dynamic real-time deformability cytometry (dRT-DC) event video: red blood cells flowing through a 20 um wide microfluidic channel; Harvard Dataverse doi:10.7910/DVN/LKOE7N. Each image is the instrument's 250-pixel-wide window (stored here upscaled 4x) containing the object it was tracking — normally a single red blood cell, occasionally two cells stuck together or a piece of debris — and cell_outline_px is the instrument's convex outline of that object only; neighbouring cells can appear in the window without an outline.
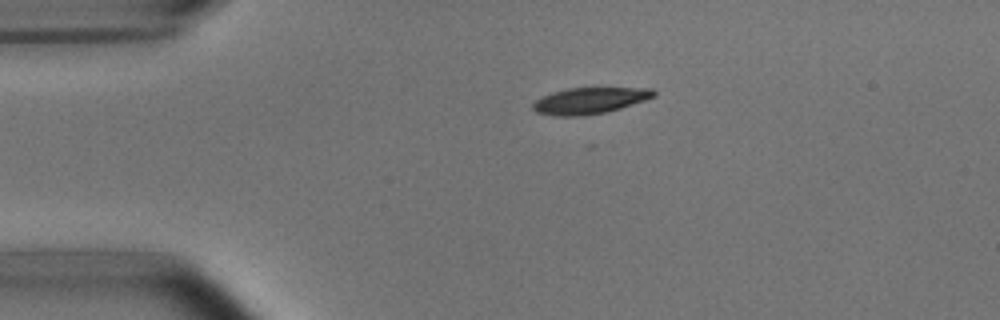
{"species": "common noctule bat (a hibernating species)", "species_latin": "Nyctalus noctula", "temperature_condition": "room temperature", "stored_images_in_passage": 2, "camera_frame_rate_fps": 3000, "um_per_image_px": 0.085, "animal": {"sex": "male", "body_mass_g": 15.6}, "frame": {"image": 1, "passage_image": 1, "time_ms": 0.0, "image_size_px": [1000, 320], "cell_outline_px": [[656, 96], [620, 108], [604, 112], [584, 116], [556, 116], [536, 112], [532, 108], [532, 104], [536, 100], [552, 92], [568, 88], [652, 88], [656, 92]], "centroid_in_image_um": [50.11, 8.55], "position_along_channel_um": 34.9, "area_um2": 18.38}}